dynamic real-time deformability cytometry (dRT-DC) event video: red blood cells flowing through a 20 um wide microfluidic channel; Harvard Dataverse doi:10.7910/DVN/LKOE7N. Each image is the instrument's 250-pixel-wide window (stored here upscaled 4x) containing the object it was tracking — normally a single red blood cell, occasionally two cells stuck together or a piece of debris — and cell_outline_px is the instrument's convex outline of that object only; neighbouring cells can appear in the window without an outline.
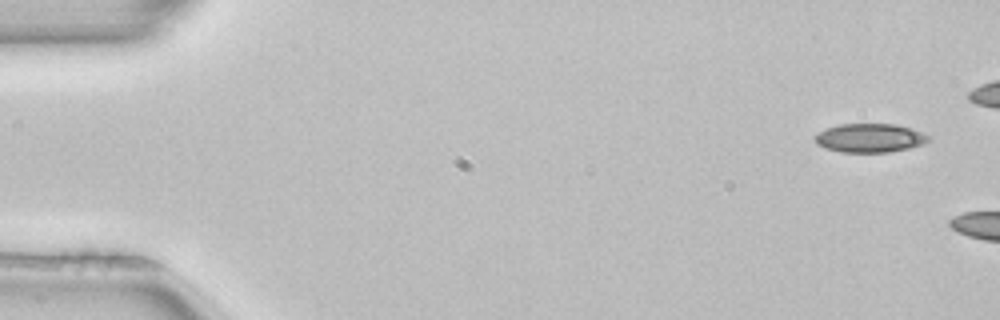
{"species": "common noctule bat (a hibernating species)", "species_latin": "Nyctalus noctula", "temperature_condition": "room temperature", "stored_images_in_passage": 2, "camera_frame_rate_fps": 3000, "um_per_image_px": 0.085, "animal": {"sex": "female", "body_mass_g": 22.7, "forearm_length_mm": 54.2}, "frame": {"image": 1, "passage_image": 1, "time_ms": 0.0, "image_size_px": [1000, 320], "cell_outline_px": [[932, 136], [924, 144], [908, 148], [888, 152], [840, 152], [816, 144], [816, 136], [820, 132], [828, 128], [840, 124], [896, 124], [912, 128]], "centroid_in_image_um": [74.0, 11.72], "position_along_channel_um": 11.0, "area_um2": 18.9}}